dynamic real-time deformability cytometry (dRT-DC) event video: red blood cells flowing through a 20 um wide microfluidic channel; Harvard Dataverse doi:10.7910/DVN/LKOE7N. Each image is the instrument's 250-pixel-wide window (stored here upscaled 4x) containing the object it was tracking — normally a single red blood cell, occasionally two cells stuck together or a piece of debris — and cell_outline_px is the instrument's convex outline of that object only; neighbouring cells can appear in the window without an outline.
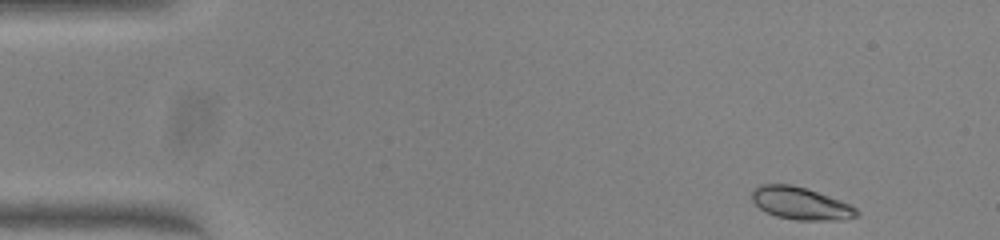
{"species": "common noctule bat (a hibernating species)", "species_latin": "Nyctalus noctula", "temperature_condition": "warm", "stored_images_in_passage": 47, "camera_frame_rate_fps": 3000, "um_per_image_px": 0.085, "animal": {"sex": "female", "body_mass_g": 23.0, "forearm_length_mm": 53.4}, "frame": {"image": 1, "passage_image": 1, "time_ms": 0.0, "image_size_px": [1000, 240], "cell_outline_px": [[860, 216], [844, 220], [796, 220], [776, 216], [760, 208], [752, 200], [752, 188], [760, 184], [792, 184], [840, 200], [856, 208], [860, 212]], "centroid_in_image_um": [68.07, 17.29], "position_along_channel_um": 16.9, "area_um2": 19.77}}
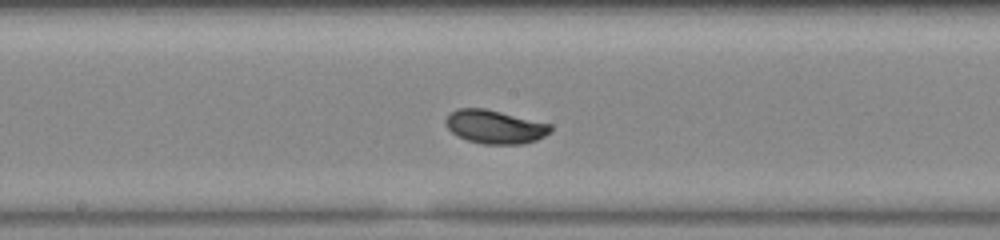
{"frame": {"image": 2, "passage_image": 23, "time_ms": 7.333, "image_size_px": [1000, 240], "cell_outline_px": [[552, 132], [536, 140], [524, 144], [484, 144], [468, 140], [456, 136], [444, 124], [444, 120], [456, 108], [484, 108], [552, 124]], "centroid_in_image_um": [42.07, 10.78], "position_along_channel_um": 206.1, "area_um2": 20.58}}
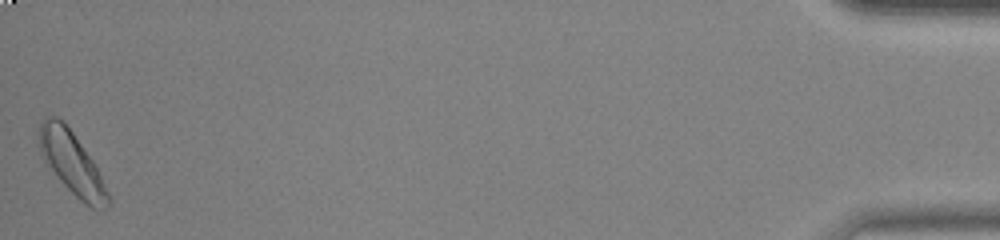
{"frame": {"image": 3, "passage_image": 47, "time_ms": 15.333, "image_size_px": [1000, 240], "cell_outline_px": [[112, 200], [108, 208], [100, 212], [84, 204], [56, 176], [44, 160], [40, 152], [40, 124], [44, 116], [56, 116], [64, 120], [92, 160]], "centroid_in_image_um": [6.14, 13.89], "position_along_channel_um": 429.1, "area_um2": 24.91}, "authors_computed_cell_mechanics": {"area_um2": 20.1722, "velocity_mm_per_s": 4.0103, "shape_relaxation_time_tau1_ms": 2.7737, "shape_relaxation_time_tau2_ms": null, "deformation_change_tau1": 0.1357, "deformation_change_tau2": null}}